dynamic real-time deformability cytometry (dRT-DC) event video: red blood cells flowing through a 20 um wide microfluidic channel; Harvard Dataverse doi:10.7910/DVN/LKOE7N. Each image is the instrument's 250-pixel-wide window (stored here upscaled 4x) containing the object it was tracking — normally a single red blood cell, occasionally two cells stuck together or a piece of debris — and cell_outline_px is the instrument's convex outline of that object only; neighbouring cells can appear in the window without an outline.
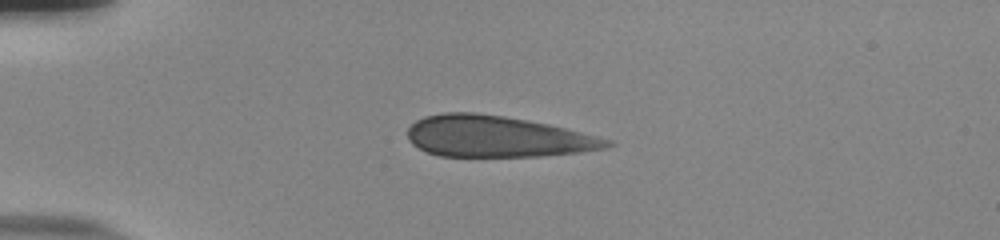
{"species": "human", "species_latin": "Homo sapiens", "temperature_condition": "room temperature", "stored_images_in_passage": 40, "camera_frame_rate_fps": 3000, "um_per_image_px": 0.085, "donor": {"sex": "male"}, "frame": {"image": 1, "passage_image": 1, "time_ms": 0.0, "image_size_px": [1000, 240], "cell_outline_px": [[616, 144], [608, 148], [580, 152], [540, 156], [440, 156], [428, 152], [412, 144], [408, 140], [408, 128], [416, 120], [424, 116], [444, 112], [476, 112], [504, 116], [528, 120], [548, 124], [612, 140]], "centroid_in_image_um": [42.25, 11.6], "position_along_channel_um": 42.8, "area_um2": 47.92}}
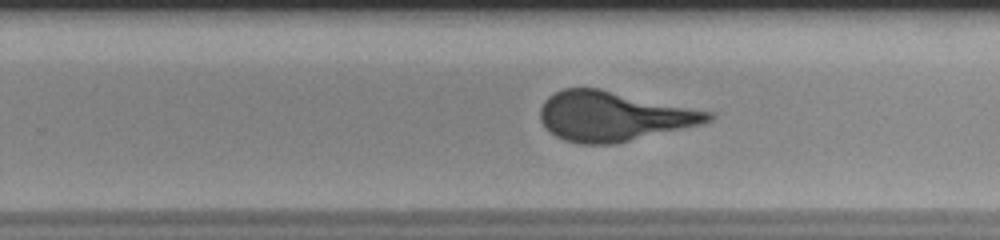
{"frame": {"image": 2, "passage_image": 22, "time_ms": 7.0, "image_size_px": [1000, 240], "cell_outline_px": [[716, 116], [712, 120], [704, 124], [616, 144], [580, 144], [564, 140], [548, 132], [540, 120], [540, 108], [544, 100], [548, 96], [564, 88], [600, 88], [712, 112]], "centroid_in_image_um": [52.14, 9.89], "position_along_channel_um": 277.7, "area_um2": 48.96}}
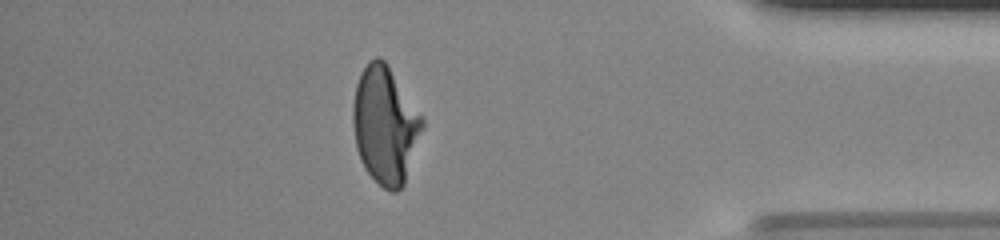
{"frame": {"image": 3, "passage_image": 34, "time_ms": 11.0, "image_size_px": [1000, 240], "cell_outline_px": [[424, 128], [404, 184], [396, 192], [392, 192], [384, 188], [364, 168], [360, 160], [356, 148], [352, 124], [352, 104], [356, 84], [360, 72], [368, 60], [376, 56], [380, 56], [388, 64], [424, 116]], "centroid_in_image_um": [32.74, 10.58], "position_along_channel_um": 402.5, "area_um2": 48.15}, "authors_computed_cell_mechanics": {"area_um2": 48.9566, "velocity_mm_per_s": 3.8758, "shape_relaxation_time_tau1_ms": 9.41, "shape_relaxation_time_tau2_ms": null, "deformation_change_tau1": 0.2515, "deformation_change_tau2": null}}